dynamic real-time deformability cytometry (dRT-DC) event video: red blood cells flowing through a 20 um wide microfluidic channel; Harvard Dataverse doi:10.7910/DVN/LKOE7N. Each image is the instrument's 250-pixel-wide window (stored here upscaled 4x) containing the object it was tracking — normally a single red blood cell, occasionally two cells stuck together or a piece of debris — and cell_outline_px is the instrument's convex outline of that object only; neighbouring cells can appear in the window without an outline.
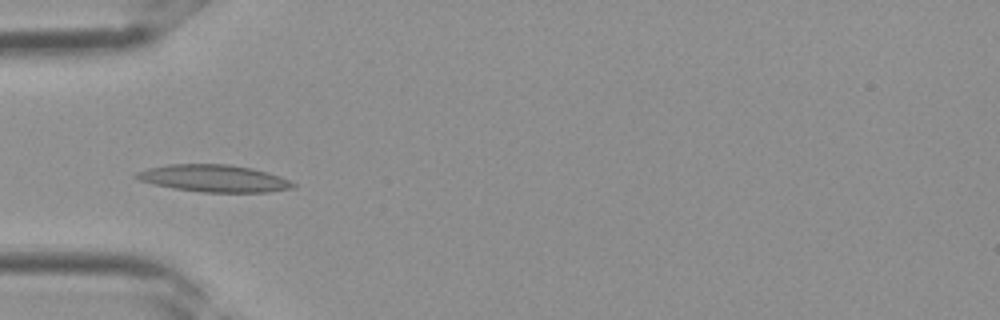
{"species": "Egyptian fruit bat (a non-hibernating species)", "species_latin": "Rousettus aegyptiacus", "temperature_condition": "room temperature", "stored_images_in_passage": 3, "camera_frame_rate_fps": 3000, "um_per_image_px": 0.085, "frame": {"image": 1, "passage_image": 3, "time_ms": 0.667, "image_size_px": [1000, 320], "cell_outline_px": [[296, 184], [292, 188], [268, 192], [204, 192], [172, 188], [152, 184], [140, 180], [132, 176], [136, 172], [148, 168], [168, 164], [228, 164], [252, 168], [268, 172], [280, 176]], "centroid_in_image_um": [18.15, 15.16], "position_along_channel_um": 66.8, "area_um2": 24.8}}